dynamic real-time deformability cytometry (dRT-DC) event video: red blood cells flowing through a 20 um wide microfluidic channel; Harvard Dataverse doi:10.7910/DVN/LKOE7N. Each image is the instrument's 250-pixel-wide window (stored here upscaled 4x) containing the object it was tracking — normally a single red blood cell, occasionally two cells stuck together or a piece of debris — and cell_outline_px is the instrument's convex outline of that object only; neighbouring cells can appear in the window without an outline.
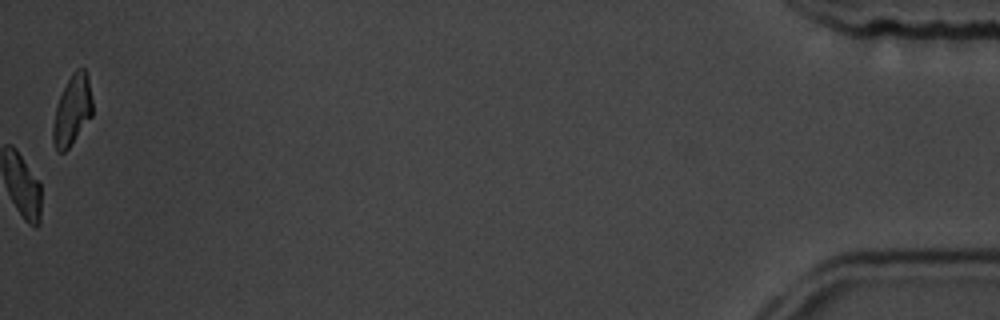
{"species": "common noctule bat (a hibernating species)", "species_latin": "Nyctalus noctula", "temperature_condition": "room temperature", "stored_images_in_passage": 57, "camera_frame_rate_fps": 3000, "um_per_image_px": 0.085, "animal": {"sex": "male", "body_mass_g": 19.5, "forearm_length_mm": 54.6}, "frame": {"image": 1, "passage_image": 57, "time_ms": 18.667, "image_size_px": [1000, 320], "cell_outline_px": [[92, 116], [68, 148], [64, 152], [56, 152], [52, 140], [52, 128], [56, 104], [72, 72], [76, 68], [84, 68], [88, 72], [92, 100]], "centroid_in_image_um": [6.13, 9.36], "position_along_channel_um": 429.1, "area_um2": 16.24}, "authors_computed_cell_mechanics": {"area_um2": 16.0684, "velocity_mm_per_s": 3.6647, "shape_relaxation_time_tau1_ms": 2.0123, "shape_relaxation_time_tau2_ms": 3.5733, "deformation_change_tau1": 0.1312, "deformation_change_tau2": 0.1007}}